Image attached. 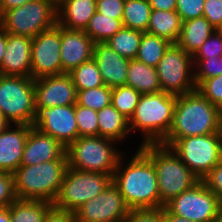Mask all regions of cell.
I'll return each mask as SVG.
<instances>
[{"instance_id": "1", "label": "cell", "mask_w": 222, "mask_h": 222, "mask_svg": "<svg viewBox=\"0 0 222 222\" xmlns=\"http://www.w3.org/2000/svg\"><path fill=\"white\" fill-rule=\"evenodd\" d=\"M222 131V111L197 89L177 96L173 123L162 145L171 147L178 139Z\"/></svg>"}, {"instance_id": "2", "label": "cell", "mask_w": 222, "mask_h": 222, "mask_svg": "<svg viewBox=\"0 0 222 222\" xmlns=\"http://www.w3.org/2000/svg\"><path fill=\"white\" fill-rule=\"evenodd\" d=\"M121 160L114 171L112 182L130 210L160 208L158 178L150 158L138 149L124 170L121 169Z\"/></svg>"}, {"instance_id": "3", "label": "cell", "mask_w": 222, "mask_h": 222, "mask_svg": "<svg viewBox=\"0 0 222 222\" xmlns=\"http://www.w3.org/2000/svg\"><path fill=\"white\" fill-rule=\"evenodd\" d=\"M139 147L150 158L155 168L158 178L160 208L200 181L171 147L161 143L141 144Z\"/></svg>"}, {"instance_id": "4", "label": "cell", "mask_w": 222, "mask_h": 222, "mask_svg": "<svg viewBox=\"0 0 222 222\" xmlns=\"http://www.w3.org/2000/svg\"><path fill=\"white\" fill-rule=\"evenodd\" d=\"M68 167L67 157L36 165L19 166L13 173L17 199L54 203Z\"/></svg>"}, {"instance_id": "5", "label": "cell", "mask_w": 222, "mask_h": 222, "mask_svg": "<svg viewBox=\"0 0 222 222\" xmlns=\"http://www.w3.org/2000/svg\"><path fill=\"white\" fill-rule=\"evenodd\" d=\"M177 96L166 92L142 94L129 120V129L145 133V144H160L168 135L174 116Z\"/></svg>"}, {"instance_id": "6", "label": "cell", "mask_w": 222, "mask_h": 222, "mask_svg": "<svg viewBox=\"0 0 222 222\" xmlns=\"http://www.w3.org/2000/svg\"><path fill=\"white\" fill-rule=\"evenodd\" d=\"M113 142L101 136L78 137L66 148L68 167L113 176L121 158Z\"/></svg>"}, {"instance_id": "7", "label": "cell", "mask_w": 222, "mask_h": 222, "mask_svg": "<svg viewBox=\"0 0 222 222\" xmlns=\"http://www.w3.org/2000/svg\"><path fill=\"white\" fill-rule=\"evenodd\" d=\"M0 111L8 124L34 125L37 116L34 79L0 75Z\"/></svg>"}, {"instance_id": "8", "label": "cell", "mask_w": 222, "mask_h": 222, "mask_svg": "<svg viewBox=\"0 0 222 222\" xmlns=\"http://www.w3.org/2000/svg\"><path fill=\"white\" fill-rule=\"evenodd\" d=\"M57 24V7L48 0H31L2 13L0 27L7 33L34 38Z\"/></svg>"}, {"instance_id": "9", "label": "cell", "mask_w": 222, "mask_h": 222, "mask_svg": "<svg viewBox=\"0 0 222 222\" xmlns=\"http://www.w3.org/2000/svg\"><path fill=\"white\" fill-rule=\"evenodd\" d=\"M111 182V175L67 167L53 207L74 212L85 202L99 195Z\"/></svg>"}, {"instance_id": "10", "label": "cell", "mask_w": 222, "mask_h": 222, "mask_svg": "<svg viewBox=\"0 0 222 222\" xmlns=\"http://www.w3.org/2000/svg\"><path fill=\"white\" fill-rule=\"evenodd\" d=\"M172 150L200 179L222 160V131L178 139Z\"/></svg>"}, {"instance_id": "11", "label": "cell", "mask_w": 222, "mask_h": 222, "mask_svg": "<svg viewBox=\"0 0 222 222\" xmlns=\"http://www.w3.org/2000/svg\"><path fill=\"white\" fill-rule=\"evenodd\" d=\"M192 64V55L172 43L156 67L161 91L179 96L196 90Z\"/></svg>"}, {"instance_id": "12", "label": "cell", "mask_w": 222, "mask_h": 222, "mask_svg": "<svg viewBox=\"0 0 222 222\" xmlns=\"http://www.w3.org/2000/svg\"><path fill=\"white\" fill-rule=\"evenodd\" d=\"M164 208L191 222H213L219 208L218 197L200 180L192 188L174 197Z\"/></svg>"}, {"instance_id": "13", "label": "cell", "mask_w": 222, "mask_h": 222, "mask_svg": "<svg viewBox=\"0 0 222 222\" xmlns=\"http://www.w3.org/2000/svg\"><path fill=\"white\" fill-rule=\"evenodd\" d=\"M130 208L116 187L111 182L94 198L75 210L76 222H125Z\"/></svg>"}, {"instance_id": "14", "label": "cell", "mask_w": 222, "mask_h": 222, "mask_svg": "<svg viewBox=\"0 0 222 222\" xmlns=\"http://www.w3.org/2000/svg\"><path fill=\"white\" fill-rule=\"evenodd\" d=\"M61 74V26L56 24L32 38L31 78Z\"/></svg>"}, {"instance_id": "15", "label": "cell", "mask_w": 222, "mask_h": 222, "mask_svg": "<svg viewBox=\"0 0 222 222\" xmlns=\"http://www.w3.org/2000/svg\"><path fill=\"white\" fill-rule=\"evenodd\" d=\"M33 127L52 136L67 148L79 137L75 105L42 109L37 113Z\"/></svg>"}, {"instance_id": "16", "label": "cell", "mask_w": 222, "mask_h": 222, "mask_svg": "<svg viewBox=\"0 0 222 222\" xmlns=\"http://www.w3.org/2000/svg\"><path fill=\"white\" fill-rule=\"evenodd\" d=\"M37 113L54 106L75 105L77 90L69 74L34 79Z\"/></svg>"}, {"instance_id": "17", "label": "cell", "mask_w": 222, "mask_h": 222, "mask_svg": "<svg viewBox=\"0 0 222 222\" xmlns=\"http://www.w3.org/2000/svg\"><path fill=\"white\" fill-rule=\"evenodd\" d=\"M94 45L95 42L85 31L61 26L62 74H68L80 64L92 60Z\"/></svg>"}, {"instance_id": "18", "label": "cell", "mask_w": 222, "mask_h": 222, "mask_svg": "<svg viewBox=\"0 0 222 222\" xmlns=\"http://www.w3.org/2000/svg\"><path fill=\"white\" fill-rule=\"evenodd\" d=\"M32 38L7 33L0 75L31 77Z\"/></svg>"}, {"instance_id": "19", "label": "cell", "mask_w": 222, "mask_h": 222, "mask_svg": "<svg viewBox=\"0 0 222 222\" xmlns=\"http://www.w3.org/2000/svg\"><path fill=\"white\" fill-rule=\"evenodd\" d=\"M13 130L8 124L0 130V171L14 173L21 165L24 146L33 125L15 124Z\"/></svg>"}, {"instance_id": "20", "label": "cell", "mask_w": 222, "mask_h": 222, "mask_svg": "<svg viewBox=\"0 0 222 222\" xmlns=\"http://www.w3.org/2000/svg\"><path fill=\"white\" fill-rule=\"evenodd\" d=\"M66 156V147L52 136L32 127L27 137L20 166L36 165Z\"/></svg>"}, {"instance_id": "21", "label": "cell", "mask_w": 222, "mask_h": 222, "mask_svg": "<svg viewBox=\"0 0 222 222\" xmlns=\"http://www.w3.org/2000/svg\"><path fill=\"white\" fill-rule=\"evenodd\" d=\"M93 59L104 85L112 88L126 85L130 59L120 56L106 42L95 43Z\"/></svg>"}, {"instance_id": "22", "label": "cell", "mask_w": 222, "mask_h": 222, "mask_svg": "<svg viewBox=\"0 0 222 222\" xmlns=\"http://www.w3.org/2000/svg\"><path fill=\"white\" fill-rule=\"evenodd\" d=\"M95 12L96 0H63L57 6V24L84 31Z\"/></svg>"}, {"instance_id": "23", "label": "cell", "mask_w": 222, "mask_h": 222, "mask_svg": "<svg viewBox=\"0 0 222 222\" xmlns=\"http://www.w3.org/2000/svg\"><path fill=\"white\" fill-rule=\"evenodd\" d=\"M216 29L203 16L182 22L177 44L192 56Z\"/></svg>"}, {"instance_id": "24", "label": "cell", "mask_w": 222, "mask_h": 222, "mask_svg": "<svg viewBox=\"0 0 222 222\" xmlns=\"http://www.w3.org/2000/svg\"><path fill=\"white\" fill-rule=\"evenodd\" d=\"M126 85L134 88L141 94L161 92L156 68L148 66L137 59L130 60Z\"/></svg>"}, {"instance_id": "25", "label": "cell", "mask_w": 222, "mask_h": 222, "mask_svg": "<svg viewBox=\"0 0 222 222\" xmlns=\"http://www.w3.org/2000/svg\"><path fill=\"white\" fill-rule=\"evenodd\" d=\"M182 28L180 15L175 11L151 10L147 33L177 43Z\"/></svg>"}, {"instance_id": "26", "label": "cell", "mask_w": 222, "mask_h": 222, "mask_svg": "<svg viewBox=\"0 0 222 222\" xmlns=\"http://www.w3.org/2000/svg\"><path fill=\"white\" fill-rule=\"evenodd\" d=\"M98 136L120 141L128 135L129 120L112 104L97 111Z\"/></svg>"}, {"instance_id": "27", "label": "cell", "mask_w": 222, "mask_h": 222, "mask_svg": "<svg viewBox=\"0 0 222 222\" xmlns=\"http://www.w3.org/2000/svg\"><path fill=\"white\" fill-rule=\"evenodd\" d=\"M52 203L41 200L16 199L9 205L11 222H43Z\"/></svg>"}, {"instance_id": "28", "label": "cell", "mask_w": 222, "mask_h": 222, "mask_svg": "<svg viewBox=\"0 0 222 222\" xmlns=\"http://www.w3.org/2000/svg\"><path fill=\"white\" fill-rule=\"evenodd\" d=\"M171 44L165 38L143 32L135 59L156 68Z\"/></svg>"}, {"instance_id": "29", "label": "cell", "mask_w": 222, "mask_h": 222, "mask_svg": "<svg viewBox=\"0 0 222 222\" xmlns=\"http://www.w3.org/2000/svg\"><path fill=\"white\" fill-rule=\"evenodd\" d=\"M151 10L149 0L125 1L122 15L123 26L146 32L150 21Z\"/></svg>"}, {"instance_id": "30", "label": "cell", "mask_w": 222, "mask_h": 222, "mask_svg": "<svg viewBox=\"0 0 222 222\" xmlns=\"http://www.w3.org/2000/svg\"><path fill=\"white\" fill-rule=\"evenodd\" d=\"M142 34V31L123 26L106 43L120 56L131 60L136 58Z\"/></svg>"}, {"instance_id": "31", "label": "cell", "mask_w": 222, "mask_h": 222, "mask_svg": "<svg viewBox=\"0 0 222 222\" xmlns=\"http://www.w3.org/2000/svg\"><path fill=\"white\" fill-rule=\"evenodd\" d=\"M123 27L122 19H114L95 12L84 30L95 42H106Z\"/></svg>"}, {"instance_id": "32", "label": "cell", "mask_w": 222, "mask_h": 222, "mask_svg": "<svg viewBox=\"0 0 222 222\" xmlns=\"http://www.w3.org/2000/svg\"><path fill=\"white\" fill-rule=\"evenodd\" d=\"M76 90H86L103 86V80L94 59L84 62L68 73Z\"/></svg>"}, {"instance_id": "33", "label": "cell", "mask_w": 222, "mask_h": 222, "mask_svg": "<svg viewBox=\"0 0 222 222\" xmlns=\"http://www.w3.org/2000/svg\"><path fill=\"white\" fill-rule=\"evenodd\" d=\"M141 93L134 88L123 85L112 88L111 104L128 120L133 116Z\"/></svg>"}, {"instance_id": "34", "label": "cell", "mask_w": 222, "mask_h": 222, "mask_svg": "<svg viewBox=\"0 0 222 222\" xmlns=\"http://www.w3.org/2000/svg\"><path fill=\"white\" fill-rule=\"evenodd\" d=\"M112 87L106 85L77 91V104L99 111L111 104Z\"/></svg>"}, {"instance_id": "35", "label": "cell", "mask_w": 222, "mask_h": 222, "mask_svg": "<svg viewBox=\"0 0 222 222\" xmlns=\"http://www.w3.org/2000/svg\"><path fill=\"white\" fill-rule=\"evenodd\" d=\"M79 137L98 136L97 111L75 104Z\"/></svg>"}, {"instance_id": "36", "label": "cell", "mask_w": 222, "mask_h": 222, "mask_svg": "<svg viewBox=\"0 0 222 222\" xmlns=\"http://www.w3.org/2000/svg\"><path fill=\"white\" fill-rule=\"evenodd\" d=\"M193 62L199 65V71L194 72L196 87L203 80L222 75V55L208 59H193Z\"/></svg>"}, {"instance_id": "37", "label": "cell", "mask_w": 222, "mask_h": 222, "mask_svg": "<svg viewBox=\"0 0 222 222\" xmlns=\"http://www.w3.org/2000/svg\"><path fill=\"white\" fill-rule=\"evenodd\" d=\"M196 89L222 111V75L203 80Z\"/></svg>"}, {"instance_id": "38", "label": "cell", "mask_w": 222, "mask_h": 222, "mask_svg": "<svg viewBox=\"0 0 222 222\" xmlns=\"http://www.w3.org/2000/svg\"><path fill=\"white\" fill-rule=\"evenodd\" d=\"M222 55V35L215 30L192 56L193 59H208Z\"/></svg>"}, {"instance_id": "39", "label": "cell", "mask_w": 222, "mask_h": 222, "mask_svg": "<svg viewBox=\"0 0 222 222\" xmlns=\"http://www.w3.org/2000/svg\"><path fill=\"white\" fill-rule=\"evenodd\" d=\"M205 0H177L175 11L180 15L182 22L203 17Z\"/></svg>"}, {"instance_id": "40", "label": "cell", "mask_w": 222, "mask_h": 222, "mask_svg": "<svg viewBox=\"0 0 222 222\" xmlns=\"http://www.w3.org/2000/svg\"><path fill=\"white\" fill-rule=\"evenodd\" d=\"M16 199L13 174L0 171V208L9 206Z\"/></svg>"}, {"instance_id": "41", "label": "cell", "mask_w": 222, "mask_h": 222, "mask_svg": "<svg viewBox=\"0 0 222 222\" xmlns=\"http://www.w3.org/2000/svg\"><path fill=\"white\" fill-rule=\"evenodd\" d=\"M125 222H163V208L131 209Z\"/></svg>"}, {"instance_id": "42", "label": "cell", "mask_w": 222, "mask_h": 222, "mask_svg": "<svg viewBox=\"0 0 222 222\" xmlns=\"http://www.w3.org/2000/svg\"><path fill=\"white\" fill-rule=\"evenodd\" d=\"M124 5L122 0H96V11L114 19H122Z\"/></svg>"}, {"instance_id": "43", "label": "cell", "mask_w": 222, "mask_h": 222, "mask_svg": "<svg viewBox=\"0 0 222 222\" xmlns=\"http://www.w3.org/2000/svg\"><path fill=\"white\" fill-rule=\"evenodd\" d=\"M213 191L218 199L222 196V160L216 164L201 180Z\"/></svg>"}, {"instance_id": "44", "label": "cell", "mask_w": 222, "mask_h": 222, "mask_svg": "<svg viewBox=\"0 0 222 222\" xmlns=\"http://www.w3.org/2000/svg\"><path fill=\"white\" fill-rule=\"evenodd\" d=\"M203 16L216 29L222 22V0H205Z\"/></svg>"}, {"instance_id": "45", "label": "cell", "mask_w": 222, "mask_h": 222, "mask_svg": "<svg viewBox=\"0 0 222 222\" xmlns=\"http://www.w3.org/2000/svg\"><path fill=\"white\" fill-rule=\"evenodd\" d=\"M43 222H76V220L73 212L52 207L45 215Z\"/></svg>"}, {"instance_id": "46", "label": "cell", "mask_w": 222, "mask_h": 222, "mask_svg": "<svg viewBox=\"0 0 222 222\" xmlns=\"http://www.w3.org/2000/svg\"><path fill=\"white\" fill-rule=\"evenodd\" d=\"M152 10L172 11L176 9L177 0H149Z\"/></svg>"}, {"instance_id": "47", "label": "cell", "mask_w": 222, "mask_h": 222, "mask_svg": "<svg viewBox=\"0 0 222 222\" xmlns=\"http://www.w3.org/2000/svg\"><path fill=\"white\" fill-rule=\"evenodd\" d=\"M31 0H2V13L18 8Z\"/></svg>"}, {"instance_id": "48", "label": "cell", "mask_w": 222, "mask_h": 222, "mask_svg": "<svg viewBox=\"0 0 222 222\" xmlns=\"http://www.w3.org/2000/svg\"><path fill=\"white\" fill-rule=\"evenodd\" d=\"M163 222H191L186 218L179 217L174 214H170L164 207H163Z\"/></svg>"}, {"instance_id": "49", "label": "cell", "mask_w": 222, "mask_h": 222, "mask_svg": "<svg viewBox=\"0 0 222 222\" xmlns=\"http://www.w3.org/2000/svg\"><path fill=\"white\" fill-rule=\"evenodd\" d=\"M7 32L0 27V66L3 62V56L6 52Z\"/></svg>"}, {"instance_id": "50", "label": "cell", "mask_w": 222, "mask_h": 222, "mask_svg": "<svg viewBox=\"0 0 222 222\" xmlns=\"http://www.w3.org/2000/svg\"><path fill=\"white\" fill-rule=\"evenodd\" d=\"M0 222H11L9 206L0 208Z\"/></svg>"}, {"instance_id": "51", "label": "cell", "mask_w": 222, "mask_h": 222, "mask_svg": "<svg viewBox=\"0 0 222 222\" xmlns=\"http://www.w3.org/2000/svg\"><path fill=\"white\" fill-rule=\"evenodd\" d=\"M7 125H8V123L4 119V117L2 116V113L0 111V130L3 129L4 127H6Z\"/></svg>"}, {"instance_id": "52", "label": "cell", "mask_w": 222, "mask_h": 222, "mask_svg": "<svg viewBox=\"0 0 222 222\" xmlns=\"http://www.w3.org/2000/svg\"><path fill=\"white\" fill-rule=\"evenodd\" d=\"M213 222H222V210L217 211V215Z\"/></svg>"}, {"instance_id": "53", "label": "cell", "mask_w": 222, "mask_h": 222, "mask_svg": "<svg viewBox=\"0 0 222 222\" xmlns=\"http://www.w3.org/2000/svg\"><path fill=\"white\" fill-rule=\"evenodd\" d=\"M48 1H51L57 7L63 0H48Z\"/></svg>"}, {"instance_id": "54", "label": "cell", "mask_w": 222, "mask_h": 222, "mask_svg": "<svg viewBox=\"0 0 222 222\" xmlns=\"http://www.w3.org/2000/svg\"><path fill=\"white\" fill-rule=\"evenodd\" d=\"M219 208L218 210H222V196L218 199Z\"/></svg>"}, {"instance_id": "55", "label": "cell", "mask_w": 222, "mask_h": 222, "mask_svg": "<svg viewBox=\"0 0 222 222\" xmlns=\"http://www.w3.org/2000/svg\"><path fill=\"white\" fill-rule=\"evenodd\" d=\"M216 30L222 35V22H221V24L216 28Z\"/></svg>"}, {"instance_id": "56", "label": "cell", "mask_w": 222, "mask_h": 222, "mask_svg": "<svg viewBox=\"0 0 222 222\" xmlns=\"http://www.w3.org/2000/svg\"><path fill=\"white\" fill-rule=\"evenodd\" d=\"M1 17H2V0H0V20H1Z\"/></svg>"}]
</instances>
